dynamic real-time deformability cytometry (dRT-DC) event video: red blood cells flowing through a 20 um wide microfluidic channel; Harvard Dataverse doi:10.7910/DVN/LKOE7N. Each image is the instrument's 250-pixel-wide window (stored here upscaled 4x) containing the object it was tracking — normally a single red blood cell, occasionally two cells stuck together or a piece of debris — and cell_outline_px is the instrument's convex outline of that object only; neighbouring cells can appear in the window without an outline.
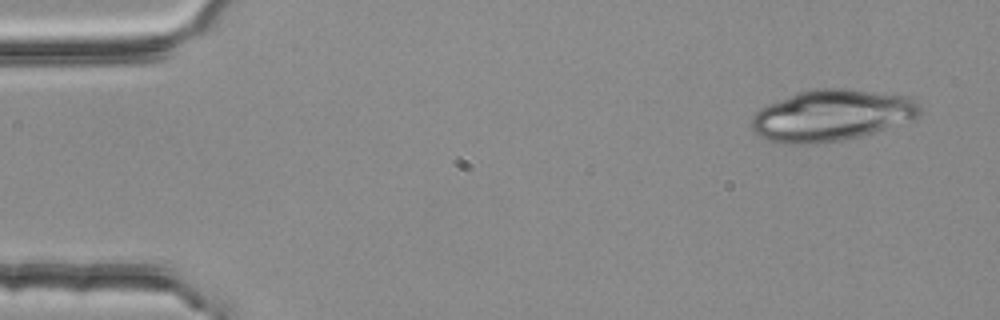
{"species": "common noctule bat (a hibernating species)", "species_latin": "Nyctalus noctula", "temperature_condition": "room temperature", "stored_images_in_passage": 5, "camera_frame_rate_fps": 3000, "um_per_image_px": 0.085, "animal": {"sex": "female", "body_mass_g": 25.1}, "frame": {"image": 1, "passage_image": 1, "time_ms": 0.0, "image_size_px": [1000, 320], "cell_outline_px": [[920, 112], [912, 120], [860, 136], [844, 140], [816, 144], [784, 144], [768, 140], [760, 136], [752, 128], [752, 116], [760, 108], [768, 104], [800, 92], [816, 88], [852, 88], [908, 96], [916, 100], [920, 108]], "centroid_in_image_um": [70.69, 9.8], "position_along_channel_um": 14.3, "area_um2": 50.34}}
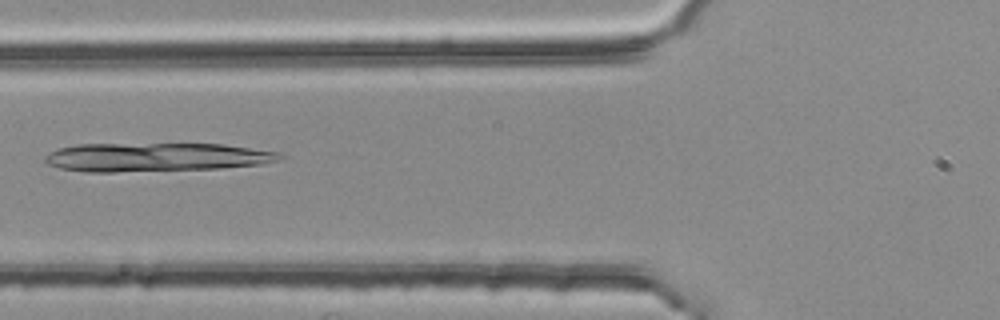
{"frame": {"image": 2, "passage_image": 5, "time_ms": 1.333, "image_size_px": [1000, 320], "cell_outline_px": [[284, 156], [276, 160], [264, 164], [220, 168], [112, 172], [88, 172], [60, 168], [48, 164], [44, 160], [44, 156], [60, 148], [76, 144], [224, 144], [280, 152]], "centroid_in_image_um": [13.28, 13.36], "position_along_channel_um": 112.5, "area_um2": 39.13}}